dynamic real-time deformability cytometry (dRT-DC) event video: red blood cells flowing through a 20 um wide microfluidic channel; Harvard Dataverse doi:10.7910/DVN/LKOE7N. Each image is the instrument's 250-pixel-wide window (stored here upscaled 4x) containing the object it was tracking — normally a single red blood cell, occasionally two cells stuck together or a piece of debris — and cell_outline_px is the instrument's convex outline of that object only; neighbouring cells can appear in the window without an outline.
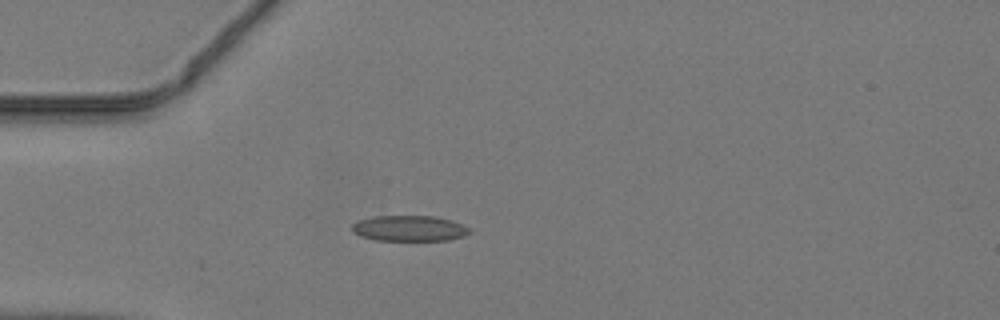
{"species": "common noctule bat (a hibernating species)", "species_latin": "Nyctalus noctula", "temperature_condition": "warm", "stored_images_in_passage": 36, "camera_frame_rate_fps": 3000, "um_per_image_px": 0.085, "animal": {"sex": "male", "body_mass_g": 19.2, "forearm_length_mm": 51.8}, "frame": {"image": 1, "passage_image": 2, "time_ms": 0.333, "image_size_px": [1000, 320], "cell_outline_px": [[472, 232], [464, 236], [448, 240], [376, 240], [360, 236], [352, 232], [352, 224], [360, 220], [376, 216], [436, 216], [452, 220], [464, 224], [472, 228]], "centroid_in_image_um": [34.85, 19.41], "position_along_channel_um": 50.1, "area_um2": 17.74}}
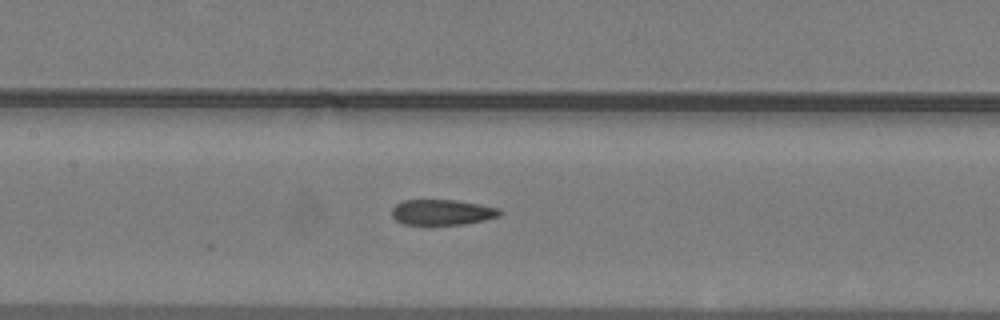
{"frame": {"image": 2, "passage_image": 11, "time_ms": 3.333, "image_size_px": [1000, 320], "cell_outline_px": [[504, 212], [500, 216], [484, 220], [464, 224], [404, 224], [396, 220], [392, 216], [392, 208], [396, 204], [404, 200], [456, 200], [480, 204], [500, 208]], "centroid_in_image_um": [37.62, 18.03], "position_along_channel_um": 169.8, "area_um2": 16.07}}
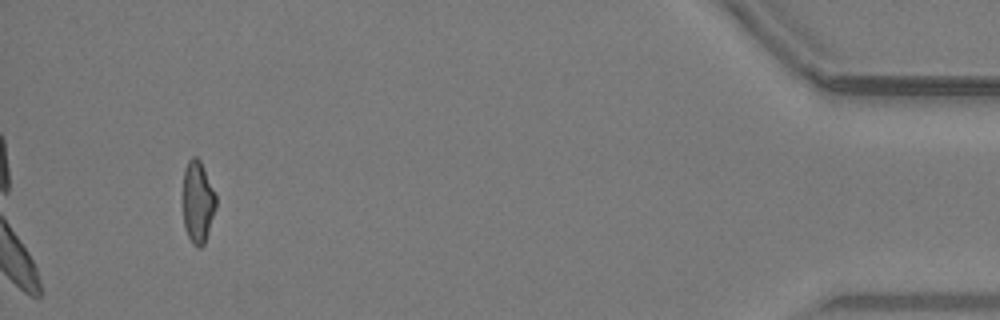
{"frame": {"image": 3, "passage_image": 33, "time_ms": 10.667, "image_size_px": [1000, 320], "cell_outline_px": [[216, 208], [204, 244], [200, 248], [196, 248], [192, 244], [188, 236], [184, 224], [184, 168], [188, 160], [192, 156], [196, 156], [200, 160], [216, 192]], "centroid_in_image_um": [16.83, 17.15], "position_along_channel_um": 418.4, "area_um2": 15.84}}